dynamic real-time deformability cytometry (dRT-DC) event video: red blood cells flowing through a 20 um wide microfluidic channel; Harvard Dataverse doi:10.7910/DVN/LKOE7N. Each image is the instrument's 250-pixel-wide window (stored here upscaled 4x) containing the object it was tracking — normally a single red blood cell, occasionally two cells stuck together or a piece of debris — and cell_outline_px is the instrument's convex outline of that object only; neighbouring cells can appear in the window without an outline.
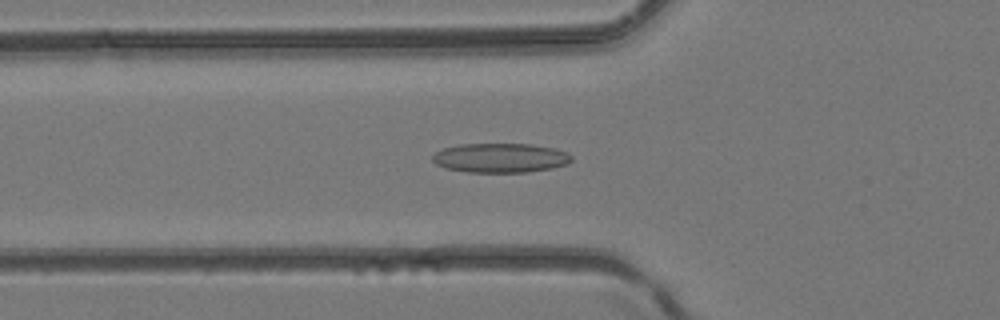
{"species": "common noctule bat (a hibernating species)", "species_latin": "Nyctalus noctula", "temperature_condition": "room temperature", "stored_images_in_passage": 33, "camera_frame_rate_fps": 3000, "um_per_image_px": 0.085, "animal": {"sex": "female", "body_mass_g": 24.6, "forearm_length_mm": 56.2}, "frame": {"image": 1, "passage_image": 6, "time_ms": 1.667, "image_size_px": [1000, 320], "cell_outline_px": [[572, 160], [568, 164], [552, 168], [528, 172], [468, 172], [444, 168], [436, 164], [432, 160], [432, 156], [436, 152], [444, 148], [460, 144], [532, 144], [552, 148], [568, 152], [572, 156]], "centroid_in_image_um": [42.54, 13.42], "position_along_channel_um": 83.3, "area_um2": 23.87}}
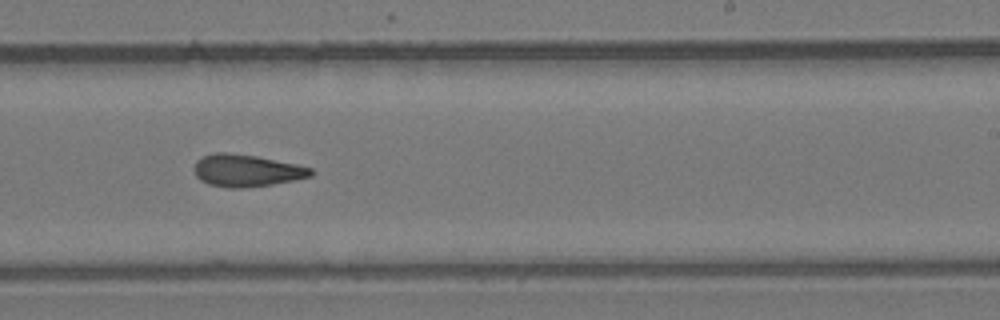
{"frame": {"image": 2, "passage_image": 17, "time_ms": 5.333, "image_size_px": [1000, 320], "cell_outline_px": [[316, 172], [312, 176], [272, 184], [240, 188], [228, 188], [208, 184], [200, 180], [196, 176], [192, 168], [196, 160], [204, 156], [216, 152], [228, 152], [256, 156], [296, 164], [312, 168]], "centroid_in_image_um": [20.93, 14.49], "position_along_channel_um": 268.1, "area_um2": 21.96}}
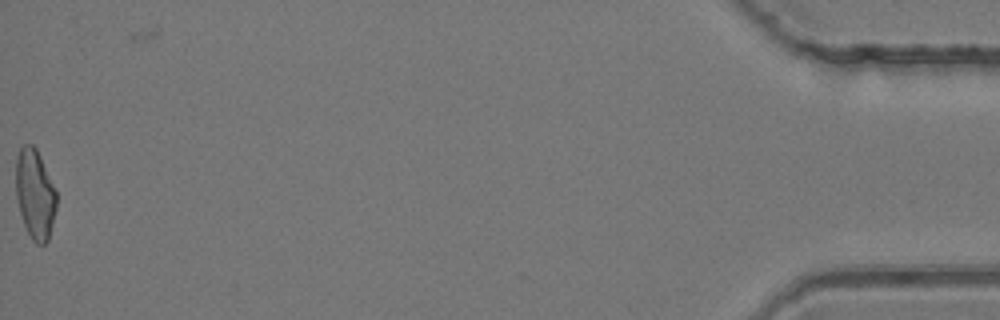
{"frame": {"image": 3, "passage_image": 33, "time_ms": 10.667, "image_size_px": [1000, 320], "cell_outline_px": [[56, 208], [48, 240], [44, 244], [36, 244], [32, 240], [24, 224], [20, 212], [16, 196], [16, 160], [20, 148], [24, 144], [32, 144], [36, 148], [40, 156], [56, 192]], "centroid_in_image_um": [2.96, 16.5], "position_along_channel_um": 432.2, "area_um2": 20.92}}